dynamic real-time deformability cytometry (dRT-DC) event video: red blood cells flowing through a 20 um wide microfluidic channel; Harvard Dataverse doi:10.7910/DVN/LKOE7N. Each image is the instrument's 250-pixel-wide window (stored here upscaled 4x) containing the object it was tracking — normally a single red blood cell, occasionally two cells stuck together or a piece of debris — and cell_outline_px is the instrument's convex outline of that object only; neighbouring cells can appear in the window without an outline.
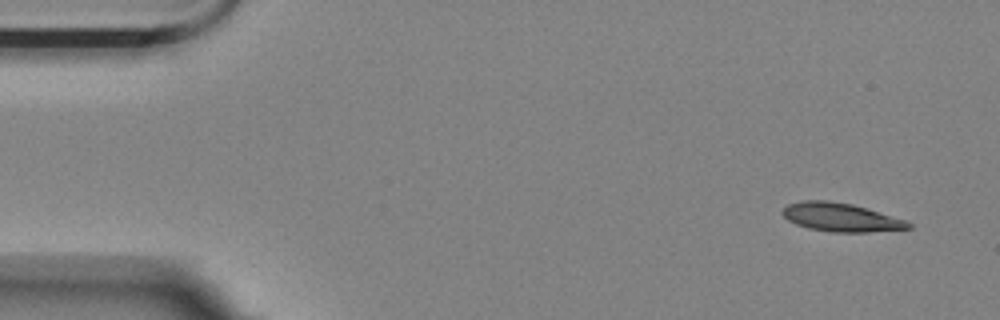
{"species": "Egyptian fruit bat (a non-hibernating species)", "species_latin": "Rousettus aegyptiacus", "temperature_condition": "room temperature", "stored_images_in_passage": 4, "camera_frame_rate_fps": 3000, "um_per_image_px": 0.085, "animal": {"sex": "female"}, "frame": {"image": 1, "passage_image": 1, "time_ms": 0.0, "image_size_px": [1000, 320], "cell_outline_px": [[912, 228], [868, 232], [832, 232], [808, 228], [796, 224], [788, 220], [780, 212], [788, 204], [804, 200], [828, 200], [852, 204], [904, 220], [912, 224]], "centroid_in_image_um": [71.43, 18.47], "position_along_channel_um": 13.6, "area_um2": 20.69}}